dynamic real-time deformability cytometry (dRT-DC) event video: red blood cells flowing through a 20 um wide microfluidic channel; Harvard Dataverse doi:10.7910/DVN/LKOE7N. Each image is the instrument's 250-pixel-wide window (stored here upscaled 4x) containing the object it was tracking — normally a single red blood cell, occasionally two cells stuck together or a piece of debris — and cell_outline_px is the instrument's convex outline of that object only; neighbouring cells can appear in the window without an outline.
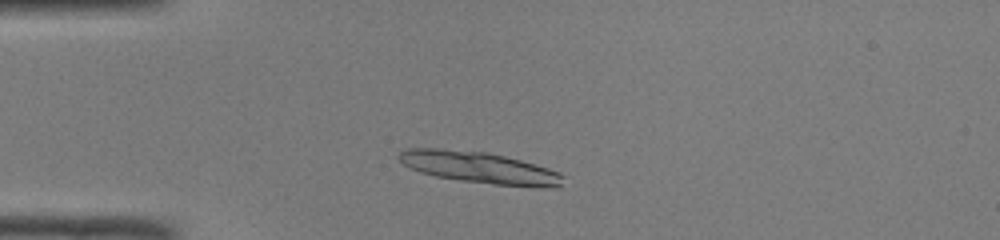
{"species": "common noctule bat (a hibernating species)", "species_latin": "Nyctalus noctula", "temperature_condition": "room temperature", "stored_images_in_passage": 42, "segment_of_instrument_passage": [1, 2], "camera_frame_rate_fps": 3000, "um_per_image_px": 0.085, "animal": {"sex": "male", "body_mass_g": 19.0, "forearm_length_mm": 50.8}, "frame": {"image": 1, "passage_image": 6, "time_ms": 1.667, "image_size_px": [1000, 240], "cell_outline_px": [[564, 176], [560, 188], [540, 188], [492, 184], [460, 180], [436, 176], [420, 172], [404, 164], [396, 156], [400, 152], [408, 148], [436, 148], [484, 152], [504, 156], [520, 160], [548, 168], [560, 172]], "centroid_in_image_um": [40.81, 14.26], "position_along_channel_um": 44.2, "area_um2": 30.11}}